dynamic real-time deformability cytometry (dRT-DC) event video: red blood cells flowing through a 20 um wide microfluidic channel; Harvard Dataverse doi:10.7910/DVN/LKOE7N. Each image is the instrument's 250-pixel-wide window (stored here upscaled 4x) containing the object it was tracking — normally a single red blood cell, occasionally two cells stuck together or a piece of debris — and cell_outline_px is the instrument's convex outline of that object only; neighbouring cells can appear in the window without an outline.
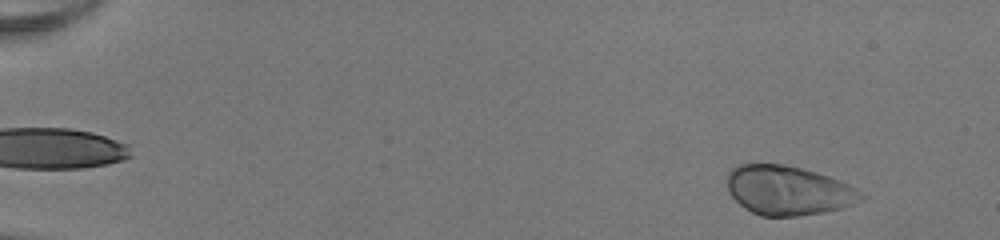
{"species": "human", "species_latin": "Homo sapiens", "temperature_condition": "room temperature", "stored_images_in_passage": 50, "camera_frame_rate_fps": 3000, "um_per_image_px": 0.085, "donor": {"sex": "female"}, "frame": {"image": 1, "passage_image": 4, "time_ms": 1.0, "image_size_px": [1000, 240], "cell_outline_px": [[868, 196], [852, 204], [840, 208], [824, 212], [796, 216], [760, 216], [744, 208], [728, 192], [728, 172], [732, 168], [740, 164], [784, 164], [816, 172], [840, 180], [856, 188]], "centroid_in_image_um": [67.0, 16.18], "position_along_channel_um": 18.0, "area_um2": 38.44}}
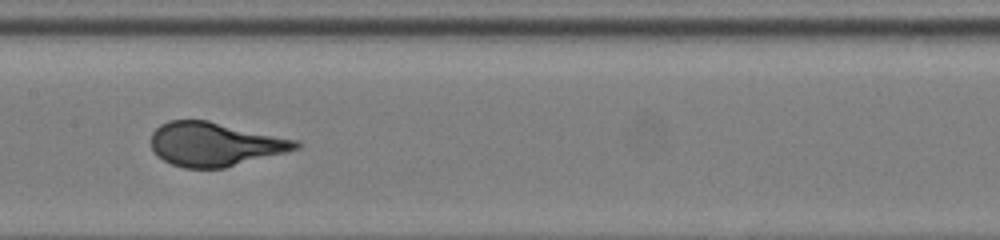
{"frame": {"image": 2, "passage_image": 27, "time_ms": 8.667, "image_size_px": [1000, 240], "cell_outline_px": [[304, 144], [300, 148], [224, 168], [184, 168], [172, 164], [156, 156], [152, 148], [152, 132], [160, 124], [168, 120], [208, 120], [300, 140]], "centroid_in_image_um": [18.28, 12.25], "position_along_channel_um": 189.1, "area_um2": 37.17}}
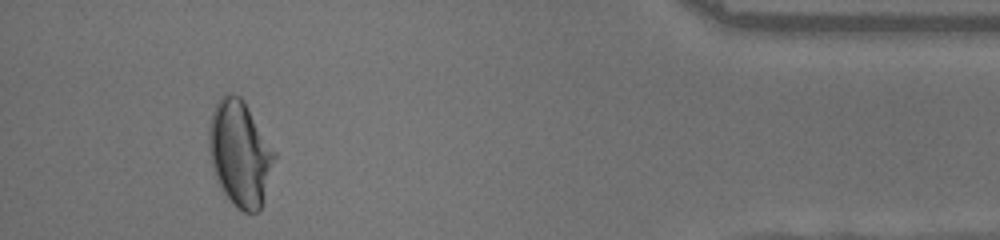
{"frame": {"image": 3, "passage_image": 47, "time_ms": 15.333, "image_size_px": [1000, 240], "cell_outline_px": [[276, 156], [260, 212], [244, 212], [236, 208], [224, 192], [216, 176], [212, 164], [208, 144], [208, 128], [212, 112], [220, 96], [224, 92], [228, 92], [240, 96], [244, 100], [276, 152]], "centroid_in_image_um": [20.4, 13.01], "position_along_channel_um": 414.8, "area_um2": 40.29}}